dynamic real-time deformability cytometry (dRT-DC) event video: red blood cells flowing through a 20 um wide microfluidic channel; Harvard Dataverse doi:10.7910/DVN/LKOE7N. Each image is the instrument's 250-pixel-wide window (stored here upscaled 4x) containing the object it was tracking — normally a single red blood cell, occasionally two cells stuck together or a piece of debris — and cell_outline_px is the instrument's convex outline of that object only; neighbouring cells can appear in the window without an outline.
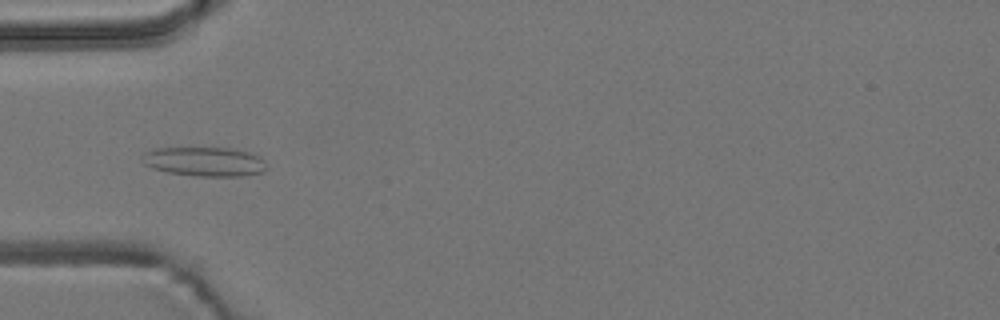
{"species": "common noctule bat (a hibernating species)", "species_latin": "Nyctalus noctula", "temperature_condition": "room temperature", "stored_images_in_passage": 8, "camera_frame_rate_fps": 3000, "um_per_image_px": 0.085, "animal": {"sex": "male", "body_mass_g": 19.2, "forearm_length_mm": 51.8}, "frame": {"image": 1, "passage_image": 6, "time_ms": 1.667, "image_size_px": [1000, 320], "cell_outline_px": [[264, 172], [244, 176], [196, 176], [168, 172], [152, 168], [144, 164], [140, 160], [140, 156], [144, 152], [156, 148], [232, 148], [248, 152], [260, 156], [264, 160]], "centroid_in_image_um": [17.35, 13.73], "position_along_channel_um": 67.7, "area_um2": 21.33}}